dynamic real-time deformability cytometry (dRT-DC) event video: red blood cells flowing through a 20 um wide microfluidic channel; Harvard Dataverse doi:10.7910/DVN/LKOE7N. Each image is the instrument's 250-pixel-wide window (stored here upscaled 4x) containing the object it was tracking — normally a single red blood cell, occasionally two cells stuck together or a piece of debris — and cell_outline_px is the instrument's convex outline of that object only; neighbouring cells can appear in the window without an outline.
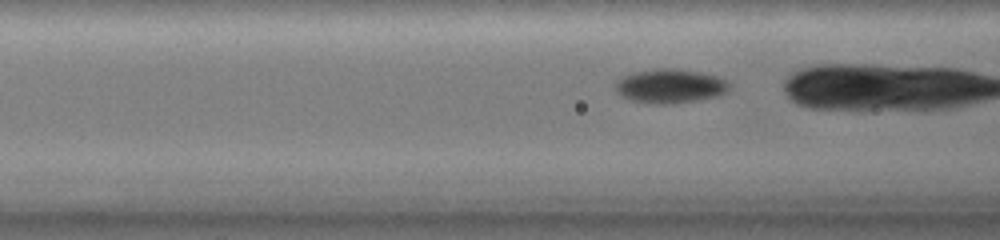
{"species": "common noctule bat (a hibernating species)", "species_latin": "Nyctalus noctula", "temperature_condition": "warm", "stored_images_in_passage": 41, "camera_frame_rate_fps": 3000, "um_per_image_px": 0.085, "animal": {"sex": "female", "body_mass_g": 19.0, "forearm_length_mm": 51.5}, "frame": {"image": 1, "passage_image": 19, "time_ms": 8.0, "image_size_px": [1000, 240], "cell_outline_px": [[728, 92], [720, 96], [700, 100], [672, 104], [656, 104], [632, 100], [620, 96], [616, 92], [616, 80], [620, 76], [628, 72], [656, 68], [676, 68], [700, 72], [716, 76], [724, 80], [728, 84]], "centroid_in_image_um": [56.91, 7.31], "position_along_channel_um": 109.7, "area_um2": 23.06}}